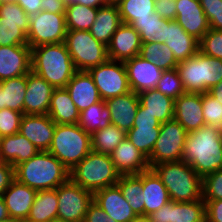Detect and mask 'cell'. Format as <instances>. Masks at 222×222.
Wrapping results in <instances>:
<instances>
[{"label":"cell","instance_id":"obj_1","mask_svg":"<svg viewBox=\"0 0 222 222\" xmlns=\"http://www.w3.org/2000/svg\"><path fill=\"white\" fill-rule=\"evenodd\" d=\"M182 161L188 163L202 179L222 169V130L204 125L188 133Z\"/></svg>","mask_w":222,"mask_h":222},{"label":"cell","instance_id":"obj_2","mask_svg":"<svg viewBox=\"0 0 222 222\" xmlns=\"http://www.w3.org/2000/svg\"><path fill=\"white\" fill-rule=\"evenodd\" d=\"M14 177L37 191L56 189L69 179V170L48 151H39L14 167Z\"/></svg>","mask_w":222,"mask_h":222},{"label":"cell","instance_id":"obj_3","mask_svg":"<svg viewBox=\"0 0 222 222\" xmlns=\"http://www.w3.org/2000/svg\"><path fill=\"white\" fill-rule=\"evenodd\" d=\"M31 71L55 89L65 88L76 69L64 42L31 48Z\"/></svg>","mask_w":222,"mask_h":222},{"label":"cell","instance_id":"obj_4","mask_svg":"<svg viewBox=\"0 0 222 222\" xmlns=\"http://www.w3.org/2000/svg\"><path fill=\"white\" fill-rule=\"evenodd\" d=\"M161 178L174 202L202 199V178L185 161L164 162L152 168Z\"/></svg>","mask_w":222,"mask_h":222},{"label":"cell","instance_id":"obj_5","mask_svg":"<svg viewBox=\"0 0 222 222\" xmlns=\"http://www.w3.org/2000/svg\"><path fill=\"white\" fill-rule=\"evenodd\" d=\"M121 175L109 154L91 152L69 171V178L85 190L95 193L116 185Z\"/></svg>","mask_w":222,"mask_h":222},{"label":"cell","instance_id":"obj_6","mask_svg":"<svg viewBox=\"0 0 222 222\" xmlns=\"http://www.w3.org/2000/svg\"><path fill=\"white\" fill-rule=\"evenodd\" d=\"M186 93H205L222 81V59L198 51L176 67Z\"/></svg>","mask_w":222,"mask_h":222},{"label":"cell","instance_id":"obj_7","mask_svg":"<svg viewBox=\"0 0 222 222\" xmlns=\"http://www.w3.org/2000/svg\"><path fill=\"white\" fill-rule=\"evenodd\" d=\"M91 134L78 124H56L49 153L70 171L91 152Z\"/></svg>","mask_w":222,"mask_h":222},{"label":"cell","instance_id":"obj_8","mask_svg":"<svg viewBox=\"0 0 222 222\" xmlns=\"http://www.w3.org/2000/svg\"><path fill=\"white\" fill-rule=\"evenodd\" d=\"M76 71H88L108 59L107 46L86 30H67L65 41Z\"/></svg>","mask_w":222,"mask_h":222},{"label":"cell","instance_id":"obj_9","mask_svg":"<svg viewBox=\"0 0 222 222\" xmlns=\"http://www.w3.org/2000/svg\"><path fill=\"white\" fill-rule=\"evenodd\" d=\"M187 135L185 128L174 118L161 123L160 134L148 158L150 169L159 163L181 161Z\"/></svg>","mask_w":222,"mask_h":222},{"label":"cell","instance_id":"obj_10","mask_svg":"<svg viewBox=\"0 0 222 222\" xmlns=\"http://www.w3.org/2000/svg\"><path fill=\"white\" fill-rule=\"evenodd\" d=\"M66 33L65 14L40 11L30 16L27 33L28 46L34 48L40 45L64 42Z\"/></svg>","mask_w":222,"mask_h":222},{"label":"cell","instance_id":"obj_11","mask_svg":"<svg viewBox=\"0 0 222 222\" xmlns=\"http://www.w3.org/2000/svg\"><path fill=\"white\" fill-rule=\"evenodd\" d=\"M57 219L69 222H84L88 206L93 202V193L85 190L70 178L57 187Z\"/></svg>","mask_w":222,"mask_h":222},{"label":"cell","instance_id":"obj_12","mask_svg":"<svg viewBox=\"0 0 222 222\" xmlns=\"http://www.w3.org/2000/svg\"><path fill=\"white\" fill-rule=\"evenodd\" d=\"M102 100L131 91L124 62L107 59L103 64L88 70Z\"/></svg>","mask_w":222,"mask_h":222},{"label":"cell","instance_id":"obj_13","mask_svg":"<svg viewBox=\"0 0 222 222\" xmlns=\"http://www.w3.org/2000/svg\"><path fill=\"white\" fill-rule=\"evenodd\" d=\"M30 17L17 3L0 5V46L28 45Z\"/></svg>","mask_w":222,"mask_h":222},{"label":"cell","instance_id":"obj_14","mask_svg":"<svg viewBox=\"0 0 222 222\" xmlns=\"http://www.w3.org/2000/svg\"><path fill=\"white\" fill-rule=\"evenodd\" d=\"M151 222H202L206 219L203 198L192 202L169 201L149 216Z\"/></svg>","mask_w":222,"mask_h":222},{"label":"cell","instance_id":"obj_15","mask_svg":"<svg viewBox=\"0 0 222 222\" xmlns=\"http://www.w3.org/2000/svg\"><path fill=\"white\" fill-rule=\"evenodd\" d=\"M160 28L161 43H165L173 51L178 63L199 51V41L189 35L176 20H165Z\"/></svg>","mask_w":222,"mask_h":222},{"label":"cell","instance_id":"obj_16","mask_svg":"<svg viewBox=\"0 0 222 222\" xmlns=\"http://www.w3.org/2000/svg\"><path fill=\"white\" fill-rule=\"evenodd\" d=\"M124 65L130 89L137 94L155 89L164 71L139 55L124 61Z\"/></svg>","mask_w":222,"mask_h":222},{"label":"cell","instance_id":"obj_17","mask_svg":"<svg viewBox=\"0 0 222 222\" xmlns=\"http://www.w3.org/2000/svg\"><path fill=\"white\" fill-rule=\"evenodd\" d=\"M55 128L56 123L48 114H23L19 132L39 151H48Z\"/></svg>","mask_w":222,"mask_h":222},{"label":"cell","instance_id":"obj_18","mask_svg":"<svg viewBox=\"0 0 222 222\" xmlns=\"http://www.w3.org/2000/svg\"><path fill=\"white\" fill-rule=\"evenodd\" d=\"M31 59L28 45L0 46V81L27 75Z\"/></svg>","mask_w":222,"mask_h":222},{"label":"cell","instance_id":"obj_19","mask_svg":"<svg viewBox=\"0 0 222 222\" xmlns=\"http://www.w3.org/2000/svg\"><path fill=\"white\" fill-rule=\"evenodd\" d=\"M93 201L116 222H131L136 217L117 184L95 192Z\"/></svg>","mask_w":222,"mask_h":222},{"label":"cell","instance_id":"obj_20","mask_svg":"<svg viewBox=\"0 0 222 222\" xmlns=\"http://www.w3.org/2000/svg\"><path fill=\"white\" fill-rule=\"evenodd\" d=\"M178 24L191 36L200 41L210 29L199 0H176Z\"/></svg>","mask_w":222,"mask_h":222},{"label":"cell","instance_id":"obj_21","mask_svg":"<svg viewBox=\"0 0 222 222\" xmlns=\"http://www.w3.org/2000/svg\"><path fill=\"white\" fill-rule=\"evenodd\" d=\"M54 89L44 78L30 71L27 74L23 114H48Z\"/></svg>","mask_w":222,"mask_h":222},{"label":"cell","instance_id":"obj_22","mask_svg":"<svg viewBox=\"0 0 222 222\" xmlns=\"http://www.w3.org/2000/svg\"><path fill=\"white\" fill-rule=\"evenodd\" d=\"M141 44L139 33L131 25L122 23L107 46L108 59L124 62L138 56Z\"/></svg>","mask_w":222,"mask_h":222},{"label":"cell","instance_id":"obj_23","mask_svg":"<svg viewBox=\"0 0 222 222\" xmlns=\"http://www.w3.org/2000/svg\"><path fill=\"white\" fill-rule=\"evenodd\" d=\"M174 119H176L187 133L195 131L205 125L202 112V94L184 93L174 100Z\"/></svg>","mask_w":222,"mask_h":222},{"label":"cell","instance_id":"obj_24","mask_svg":"<svg viewBox=\"0 0 222 222\" xmlns=\"http://www.w3.org/2000/svg\"><path fill=\"white\" fill-rule=\"evenodd\" d=\"M120 175H137L150 169L148 158L126 137L110 154Z\"/></svg>","mask_w":222,"mask_h":222},{"label":"cell","instance_id":"obj_25","mask_svg":"<svg viewBox=\"0 0 222 222\" xmlns=\"http://www.w3.org/2000/svg\"><path fill=\"white\" fill-rule=\"evenodd\" d=\"M110 112V122L126 133L133 127L140 104L139 96L134 91L105 100Z\"/></svg>","mask_w":222,"mask_h":222},{"label":"cell","instance_id":"obj_26","mask_svg":"<svg viewBox=\"0 0 222 222\" xmlns=\"http://www.w3.org/2000/svg\"><path fill=\"white\" fill-rule=\"evenodd\" d=\"M37 192V190L14 179L2 195L9 217L25 221Z\"/></svg>","mask_w":222,"mask_h":222},{"label":"cell","instance_id":"obj_27","mask_svg":"<svg viewBox=\"0 0 222 222\" xmlns=\"http://www.w3.org/2000/svg\"><path fill=\"white\" fill-rule=\"evenodd\" d=\"M79 112L102 101L99 91L88 71H76L65 87Z\"/></svg>","mask_w":222,"mask_h":222},{"label":"cell","instance_id":"obj_28","mask_svg":"<svg viewBox=\"0 0 222 222\" xmlns=\"http://www.w3.org/2000/svg\"><path fill=\"white\" fill-rule=\"evenodd\" d=\"M39 150L20 132L0 138V161L13 167L29 160Z\"/></svg>","mask_w":222,"mask_h":222},{"label":"cell","instance_id":"obj_29","mask_svg":"<svg viewBox=\"0 0 222 222\" xmlns=\"http://www.w3.org/2000/svg\"><path fill=\"white\" fill-rule=\"evenodd\" d=\"M144 216L159 210L170 200L168 190L153 169L142 172Z\"/></svg>","mask_w":222,"mask_h":222},{"label":"cell","instance_id":"obj_30","mask_svg":"<svg viewBox=\"0 0 222 222\" xmlns=\"http://www.w3.org/2000/svg\"><path fill=\"white\" fill-rule=\"evenodd\" d=\"M121 24L118 6L105 4L98 8L95 22L89 31L97 41L108 46L113 34Z\"/></svg>","mask_w":222,"mask_h":222},{"label":"cell","instance_id":"obj_31","mask_svg":"<svg viewBox=\"0 0 222 222\" xmlns=\"http://www.w3.org/2000/svg\"><path fill=\"white\" fill-rule=\"evenodd\" d=\"M48 115L56 124H78L80 112L66 88L53 90Z\"/></svg>","mask_w":222,"mask_h":222},{"label":"cell","instance_id":"obj_32","mask_svg":"<svg viewBox=\"0 0 222 222\" xmlns=\"http://www.w3.org/2000/svg\"><path fill=\"white\" fill-rule=\"evenodd\" d=\"M58 205L57 188L39 190L24 222H54Z\"/></svg>","mask_w":222,"mask_h":222},{"label":"cell","instance_id":"obj_33","mask_svg":"<svg viewBox=\"0 0 222 222\" xmlns=\"http://www.w3.org/2000/svg\"><path fill=\"white\" fill-rule=\"evenodd\" d=\"M27 75L0 81V110L9 108L23 113Z\"/></svg>","mask_w":222,"mask_h":222},{"label":"cell","instance_id":"obj_34","mask_svg":"<svg viewBox=\"0 0 222 222\" xmlns=\"http://www.w3.org/2000/svg\"><path fill=\"white\" fill-rule=\"evenodd\" d=\"M140 103L146 111L155 116L161 123L174 117V100L165 96L157 89L146 90L138 93Z\"/></svg>","mask_w":222,"mask_h":222},{"label":"cell","instance_id":"obj_35","mask_svg":"<svg viewBox=\"0 0 222 222\" xmlns=\"http://www.w3.org/2000/svg\"><path fill=\"white\" fill-rule=\"evenodd\" d=\"M117 185L135 215L144 216L145 201H143L142 172L137 175H121Z\"/></svg>","mask_w":222,"mask_h":222},{"label":"cell","instance_id":"obj_36","mask_svg":"<svg viewBox=\"0 0 222 222\" xmlns=\"http://www.w3.org/2000/svg\"><path fill=\"white\" fill-rule=\"evenodd\" d=\"M126 135L124 130L111 123L106 128L91 134L92 151L110 155L117 145L126 138Z\"/></svg>","mask_w":222,"mask_h":222},{"label":"cell","instance_id":"obj_37","mask_svg":"<svg viewBox=\"0 0 222 222\" xmlns=\"http://www.w3.org/2000/svg\"><path fill=\"white\" fill-rule=\"evenodd\" d=\"M109 124H111L110 112L104 100L92 104L80 112L78 125L90 134L106 128Z\"/></svg>","mask_w":222,"mask_h":222},{"label":"cell","instance_id":"obj_38","mask_svg":"<svg viewBox=\"0 0 222 222\" xmlns=\"http://www.w3.org/2000/svg\"><path fill=\"white\" fill-rule=\"evenodd\" d=\"M139 56L149 62H153L164 71L175 69L178 65L173 51L165 43L152 42L141 44Z\"/></svg>","mask_w":222,"mask_h":222},{"label":"cell","instance_id":"obj_39","mask_svg":"<svg viewBox=\"0 0 222 222\" xmlns=\"http://www.w3.org/2000/svg\"><path fill=\"white\" fill-rule=\"evenodd\" d=\"M98 8L84 6L79 3L66 7L65 19L67 30L89 31L94 24Z\"/></svg>","mask_w":222,"mask_h":222},{"label":"cell","instance_id":"obj_40","mask_svg":"<svg viewBox=\"0 0 222 222\" xmlns=\"http://www.w3.org/2000/svg\"><path fill=\"white\" fill-rule=\"evenodd\" d=\"M160 128L161 125H133L126 137L149 158L160 134Z\"/></svg>","mask_w":222,"mask_h":222},{"label":"cell","instance_id":"obj_41","mask_svg":"<svg viewBox=\"0 0 222 222\" xmlns=\"http://www.w3.org/2000/svg\"><path fill=\"white\" fill-rule=\"evenodd\" d=\"M166 19H163L157 12L151 17L137 18L130 25L139 33L141 43H161V26Z\"/></svg>","mask_w":222,"mask_h":222},{"label":"cell","instance_id":"obj_42","mask_svg":"<svg viewBox=\"0 0 222 222\" xmlns=\"http://www.w3.org/2000/svg\"><path fill=\"white\" fill-rule=\"evenodd\" d=\"M122 23L131 24L137 18L151 17L155 0H126L118 5Z\"/></svg>","mask_w":222,"mask_h":222},{"label":"cell","instance_id":"obj_43","mask_svg":"<svg viewBox=\"0 0 222 222\" xmlns=\"http://www.w3.org/2000/svg\"><path fill=\"white\" fill-rule=\"evenodd\" d=\"M155 89L173 100L186 93L176 68L163 71L162 77L158 81Z\"/></svg>","mask_w":222,"mask_h":222},{"label":"cell","instance_id":"obj_44","mask_svg":"<svg viewBox=\"0 0 222 222\" xmlns=\"http://www.w3.org/2000/svg\"><path fill=\"white\" fill-rule=\"evenodd\" d=\"M202 112L205 125L222 129V104L208 92L202 94Z\"/></svg>","mask_w":222,"mask_h":222},{"label":"cell","instance_id":"obj_45","mask_svg":"<svg viewBox=\"0 0 222 222\" xmlns=\"http://www.w3.org/2000/svg\"><path fill=\"white\" fill-rule=\"evenodd\" d=\"M199 51L207 56L222 59V31L210 28L199 41Z\"/></svg>","mask_w":222,"mask_h":222},{"label":"cell","instance_id":"obj_46","mask_svg":"<svg viewBox=\"0 0 222 222\" xmlns=\"http://www.w3.org/2000/svg\"><path fill=\"white\" fill-rule=\"evenodd\" d=\"M203 201L222 199V169L206 175L202 180Z\"/></svg>","mask_w":222,"mask_h":222},{"label":"cell","instance_id":"obj_47","mask_svg":"<svg viewBox=\"0 0 222 222\" xmlns=\"http://www.w3.org/2000/svg\"><path fill=\"white\" fill-rule=\"evenodd\" d=\"M23 113L9 108L0 110V138L14 135L20 130Z\"/></svg>","mask_w":222,"mask_h":222},{"label":"cell","instance_id":"obj_48","mask_svg":"<svg viewBox=\"0 0 222 222\" xmlns=\"http://www.w3.org/2000/svg\"><path fill=\"white\" fill-rule=\"evenodd\" d=\"M211 29L222 31V0H199Z\"/></svg>","mask_w":222,"mask_h":222},{"label":"cell","instance_id":"obj_49","mask_svg":"<svg viewBox=\"0 0 222 222\" xmlns=\"http://www.w3.org/2000/svg\"><path fill=\"white\" fill-rule=\"evenodd\" d=\"M155 12L163 19L175 20L176 18V0H155Z\"/></svg>","mask_w":222,"mask_h":222},{"label":"cell","instance_id":"obj_50","mask_svg":"<svg viewBox=\"0 0 222 222\" xmlns=\"http://www.w3.org/2000/svg\"><path fill=\"white\" fill-rule=\"evenodd\" d=\"M84 222H116L110 218L94 201L88 206Z\"/></svg>","mask_w":222,"mask_h":222},{"label":"cell","instance_id":"obj_51","mask_svg":"<svg viewBox=\"0 0 222 222\" xmlns=\"http://www.w3.org/2000/svg\"><path fill=\"white\" fill-rule=\"evenodd\" d=\"M14 179V167L9 163L0 162V196L3 195Z\"/></svg>","mask_w":222,"mask_h":222},{"label":"cell","instance_id":"obj_52","mask_svg":"<svg viewBox=\"0 0 222 222\" xmlns=\"http://www.w3.org/2000/svg\"><path fill=\"white\" fill-rule=\"evenodd\" d=\"M206 206V219L208 222H222V199L204 201Z\"/></svg>","mask_w":222,"mask_h":222},{"label":"cell","instance_id":"obj_53","mask_svg":"<svg viewBox=\"0 0 222 222\" xmlns=\"http://www.w3.org/2000/svg\"><path fill=\"white\" fill-rule=\"evenodd\" d=\"M133 125H161V122L147 112L146 108L140 103Z\"/></svg>","mask_w":222,"mask_h":222},{"label":"cell","instance_id":"obj_54","mask_svg":"<svg viewBox=\"0 0 222 222\" xmlns=\"http://www.w3.org/2000/svg\"><path fill=\"white\" fill-rule=\"evenodd\" d=\"M66 7L67 5L64 0H42L41 1V11L57 13V14H65Z\"/></svg>","mask_w":222,"mask_h":222},{"label":"cell","instance_id":"obj_55","mask_svg":"<svg viewBox=\"0 0 222 222\" xmlns=\"http://www.w3.org/2000/svg\"><path fill=\"white\" fill-rule=\"evenodd\" d=\"M41 1L42 0H18L17 4H19L30 17L41 11Z\"/></svg>","mask_w":222,"mask_h":222},{"label":"cell","instance_id":"obj_56","mask_svg":"<svg viewBox=\"0 0 222 222\" xmlns=\"http://www.w3.org/2000/svg\"><path fill=\"white\" fill-rule=\"evenodd\" d=\"M66 5L73 4V3H79L84 6H89L93 8H99L103 5H105L102 0H64Z\"/></svg>","mask_w":222,"mask_h":222},{"label":"cell","instance_id":"obj_57","mask_svg":"<svg viewBox=\"0 0 222 222\" xmlns=\"http://www.w3.org/2000/svg\"><path fill=\"white\" fill-rule=\"evenodd\" d=\"M208 93L222 104V81L212 87Z\"/></svg>","mask_w":222,"mask_h":222},{"label":"cell","instance_id":"obj_58","mask_svg":"<svg viewBox=\"0 0 222 222\" xmlns=\"http://www.w3.org/2000/svg\"><path fill=\"white\" fill-rule=\"evenodd\" d=\"M9 217V213L7 207L5 205V201L2 196H0V221L7 219Z\"/></svg>","mask_w":222,"mask_h":222},{"label":"cell","instance_id":"obj_59","mask_svg":"<svg viewBox=\"0 0 222 222\" xmlns=\"http://www.w3.org/2000/svg\"><path fill=\"white\" fill-rule=\"evenodd\" d=\"M131 222H151L148 216H136Z\"/></svg>","mask_w":222,"mask_h":222},{"label":"cell","instance_id":"obj_60","mask_svg":"<svg viewBox=\"0 0 222 222\" xmlns=\"http://www.w3.org/2000/svg\"><path fill=\"white\" fill-rule=\"evenodd\" d=\"M0 222H24V221L8 217L7 219L1 220Z\"/></svg>","mask_w":222,"mask_h":222},{"label":"cell","instance_id":"obj_61","mask_svg":"<svg viewBox=\"0 0 222 222\" xmlns=\"http://www.w3.org/2000/svg\"><path fill=\"white\" fill-rule=\"evenodd\" d=\"M104 4H115V0H102Z\"/></svg>","mask_w":222,"mask_h":222},{"label":"cell","instance_id":"obj_62","mask_svg":"<svg viewBox=\"0 0 222 222\" xmlns=\"http://www.w3.org/2000/svg\"><path fill=\"white\" fill-rule=\"evenodd\" d=\"M4 2H7V3H17L18 0H4Z\"/></svg>","mask_w":222,"mask_h":222},{"label":"cell","instance_id":"obj_63","mask_svg":"<svg viewBox=\"0 0 222 222\" xmlns=\"http://www.w3.org/2000/svg\"><path fill=\"white\" fill-rule=\"evenodd\" d=\"M126 0H115V5L118 6L121 2H124Z\"/></svg>","mask_w":222,"mask_h":222},{"label":"cell","instance_id":"obj_64","mask_svg":"<svg viewBox=\"0 0 222 222\" xmlns=\"http://www.w3.org/2000/svg\"><path fill=\"white\" fill-rule=\"evenodd\" d=\"M54 222H69V221H63V220L56 219Z\"/></svg>","mask_w":222,"mask_h":222}]
</instances>
